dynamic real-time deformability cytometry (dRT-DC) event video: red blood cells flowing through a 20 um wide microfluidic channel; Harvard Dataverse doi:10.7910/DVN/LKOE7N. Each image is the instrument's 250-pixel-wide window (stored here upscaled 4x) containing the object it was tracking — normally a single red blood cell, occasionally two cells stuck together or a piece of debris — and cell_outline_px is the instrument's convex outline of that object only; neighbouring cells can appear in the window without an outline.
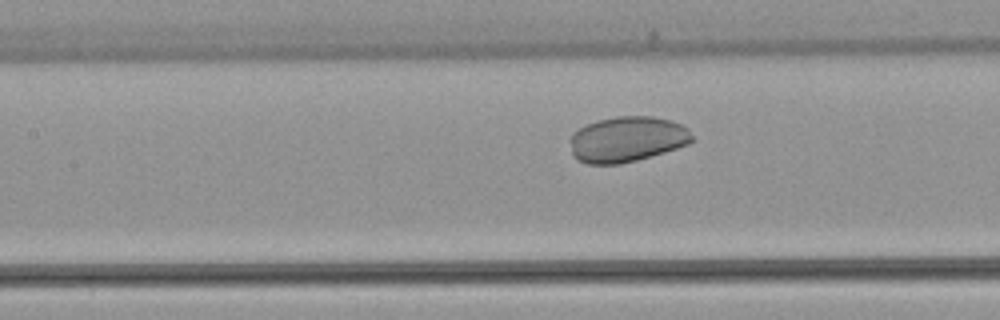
{"species": "common noctule bat (a hibernating species)", "species_latin": "Nyctalus noctula", "temperature_condition": "warm", "stored_images_in_passage": 45, "camera_frame_rate_fps": 3000, "um_per_image_px": 0.085, "animal": {"sex": "female", "body_mass_g": 22.7, "forearm_length_mm": 54.2}, "frame": {"image": 1, "passage_image": 16, "time_ms": 5.0, "image_size_px": [1000, 320], "cell_outline_px": [[696, 140], [688, 144], [664, 152], [636, 160], [620, 164], [588, 164], [580, 160], [572, 152], [572, 132], [596, 120], [616, 116], [652, 116], [668, 120], [680, 124], [688, 128]], "centroid_in_image_um": [53.34, 11.82], "position_along_channel_um": 154.1, "area_um2": 32.14}}
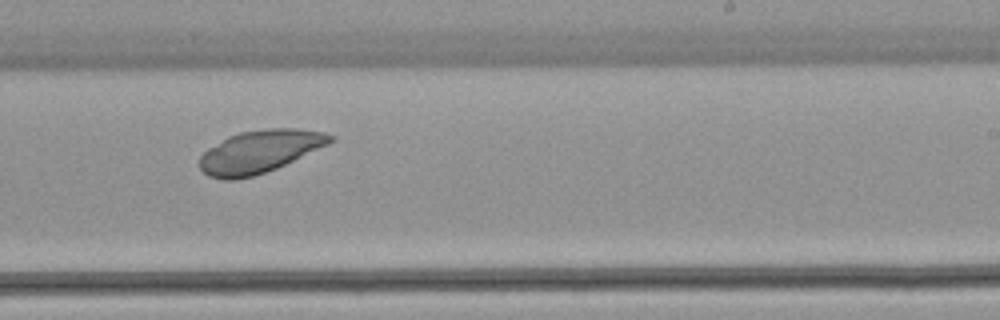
{"frame": {"image": 2, "passage_image": 25, "time_ms": 8.0, "image_size_px": [1000, 320], "cell_outline_px": [[336, 140], [328, 144], [276, 168], [252, 176], [236, 180], [224, 180], [208, 176], [200, 168], [200, 156], [208, 148], [228, 136], [240, 132], [268, 128], [296, 128], [324, 132], [336, 136]], "centroid_in_image_um": [22.07, 12.87], "position_along_channel_um": 266.9, "area_um2": 32.31}}
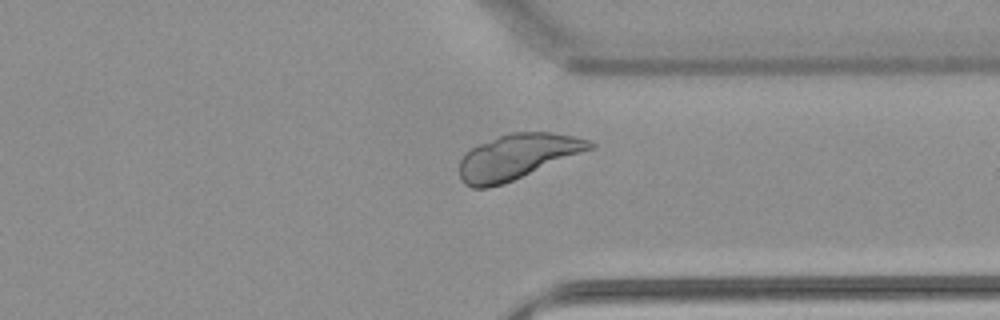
{"frame": {"image": 3, "passage_image": 33, "time_ms": 10.667, "image_size_px": [1000, 320], "cell_outline_px": [[596, 144], [592, 148], [504, 184], [488, 188], [472, 188], [464, 184], [460, 180], [460, 160], [464, 152], [480, 144], [500, 136], [512, 132], [548, 132], [572, 136], [588, 140]], "centroid_in_image_um": [43.9, 13.33], "position_along_channel_um": 367.5, "area_um2": 33.81}}